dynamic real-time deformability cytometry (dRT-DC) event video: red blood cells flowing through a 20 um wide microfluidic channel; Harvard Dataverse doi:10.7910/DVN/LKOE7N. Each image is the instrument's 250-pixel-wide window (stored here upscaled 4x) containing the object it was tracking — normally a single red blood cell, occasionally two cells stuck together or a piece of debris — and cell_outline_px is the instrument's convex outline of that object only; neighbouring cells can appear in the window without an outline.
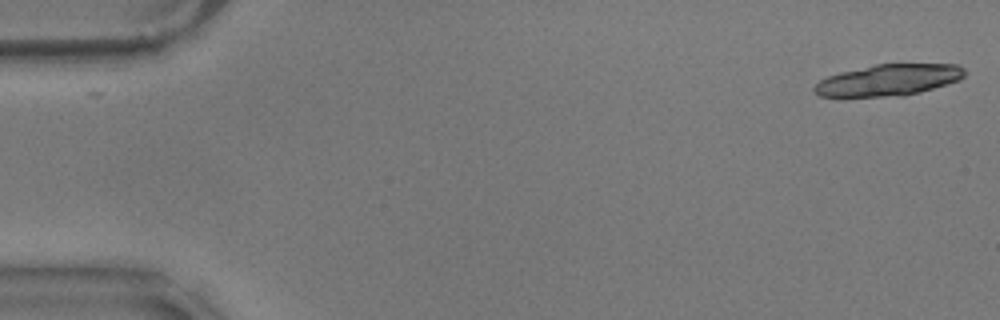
{"species": "common noctule bat (a hibernating species)", "species_latin": "Nyctalus noctula", "temperature_condition": "warm", "stored_images_in_passage": 21, "camera_frame_rate_fps": 3000, "um_per_image_px": 0.085, "animal": {"sex": "male", "body_mass_g": 17.9}, "frame": {"image": 1, "passage_image": 1, "time_ms": 0.0, "image_size_px": [1000, 320], "cell_outline_px": [[968, 72], [960, 80], [920, 92], [904, 96], [840, 100], [820, 96], [812, 88], [820, 80], [828, 76], [840, 72], [876, 64], [960, 64]], "centroid_in_image_um": [75.46, 6.85], "position_along_channel_um": 9.5, "area_um2": 28.67}}